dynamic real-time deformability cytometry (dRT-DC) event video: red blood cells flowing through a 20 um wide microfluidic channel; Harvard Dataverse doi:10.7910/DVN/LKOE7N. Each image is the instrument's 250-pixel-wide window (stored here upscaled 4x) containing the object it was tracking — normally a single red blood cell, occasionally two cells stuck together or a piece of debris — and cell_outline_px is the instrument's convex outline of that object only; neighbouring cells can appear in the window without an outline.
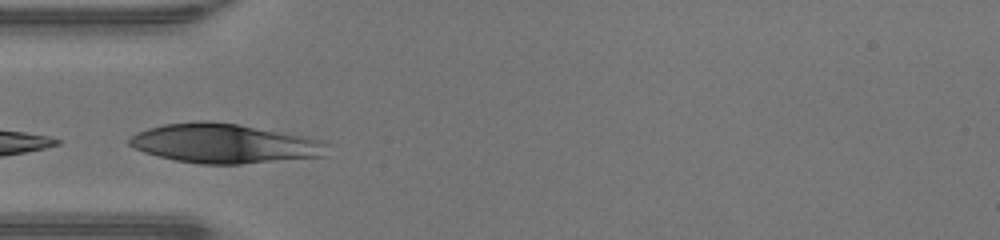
{"species": "human", "species_latin": "Homo sapiens", "temperature_condition": "warm", "stored_images_in_passage": 8, "camera_frame_rate_fps": 3000, "um_per_image_px": 0.085, "donor": {"sex": "male"}, "frame": {"image": 1, "passage_image": 6, "time_ms": 1.667, "image_size_px": [1000, 240], "cell_outline_px": [[332, 144], [328, 156], [240, 164], [200, 164], [176, 160], [144, 152], [128, 144], [128, 140], [136, 132], [148, 128], [164, 124], [200, 120], [204, 120], [236, 124], [304, 136], [324, 140]], "centroid_in_image_um": [19.15, 12.2], "position_along_channel_um": 65.8, "area_um2": 45.6}}